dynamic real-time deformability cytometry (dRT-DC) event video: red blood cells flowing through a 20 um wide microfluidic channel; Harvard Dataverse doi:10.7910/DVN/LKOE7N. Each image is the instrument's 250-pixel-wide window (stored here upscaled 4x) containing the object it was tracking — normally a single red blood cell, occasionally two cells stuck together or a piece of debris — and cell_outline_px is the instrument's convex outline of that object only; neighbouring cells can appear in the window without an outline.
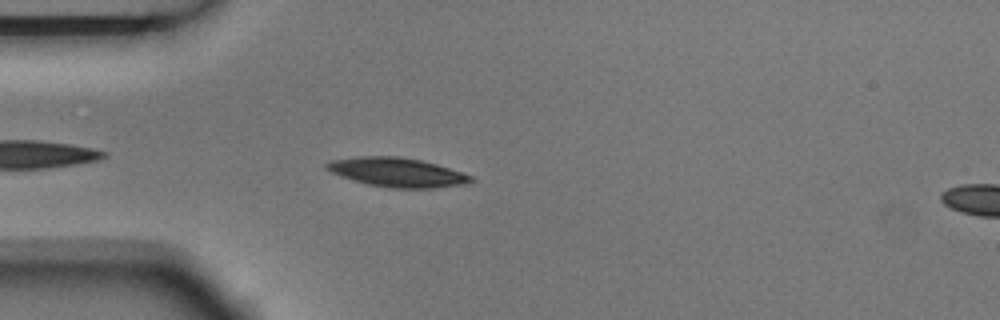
{"species": "Egyptian fruit bat (a non-hibernating species)", "species_latin": "Rousettus aegyptiacus", "temperature_condition": "room temperature", "stored_images_in_passage": 6, "camera_frame_rate_fps": 3000, "um_per_image_px": 0.085, "animal": {"sex": "male"}, "frame": {"image": 1, "passage_image": 5, "time_ms": 1.333, "image_size_px": [1000, 320], "cell_outline_px": [[472, 180], [468, 184], [432, 188], [388, 188], [368, 184], [352, 180], [340, 176], [324, 168], [324, 164], [328, 160], [360, 156], [400, 156], [420, 160], [436, 164], [472, 176]], "centroid_in_image_um": [33.69, 14.64], "position_along_channel_um": 51.3, "area_um2": 24.57}}